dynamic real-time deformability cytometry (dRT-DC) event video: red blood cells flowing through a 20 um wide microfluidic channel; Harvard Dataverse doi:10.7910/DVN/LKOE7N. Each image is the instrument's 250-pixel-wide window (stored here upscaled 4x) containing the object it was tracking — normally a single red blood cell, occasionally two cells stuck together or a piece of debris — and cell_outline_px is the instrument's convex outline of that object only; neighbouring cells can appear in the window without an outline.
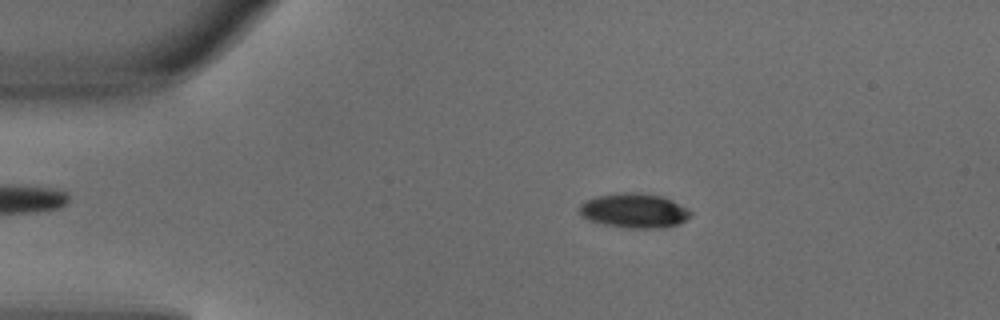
{"species": "common noctule bat (a hibernating species)", "species_latin": "Nyctalus noctula", "temperature_condition": "warm", "stored_images_in_passage": 3, "camera_frame_rate_fps": 3000, "um_per_image_px": 0.085, "animal": {"sex": "male", "body_mass_g": 18.8}, "frame": {"image": 1, "passage_image": 2, "time_ms": 0.333, "image_size_px": [1000, 320], "cell_outline_px": [[692, 212], [684, 220], [676, 224], [664, 228], [632, 228], [604, 224], [588, 220], [580, 216], [580, 204], [584, 200], [596, 196], [620, 192], [636, 192], [660, 196], [672, 200]], "centroid_in_image_um": [53.84, 17.89], "position_along_channel_um": 31.2, "area_um2": 22.2}}